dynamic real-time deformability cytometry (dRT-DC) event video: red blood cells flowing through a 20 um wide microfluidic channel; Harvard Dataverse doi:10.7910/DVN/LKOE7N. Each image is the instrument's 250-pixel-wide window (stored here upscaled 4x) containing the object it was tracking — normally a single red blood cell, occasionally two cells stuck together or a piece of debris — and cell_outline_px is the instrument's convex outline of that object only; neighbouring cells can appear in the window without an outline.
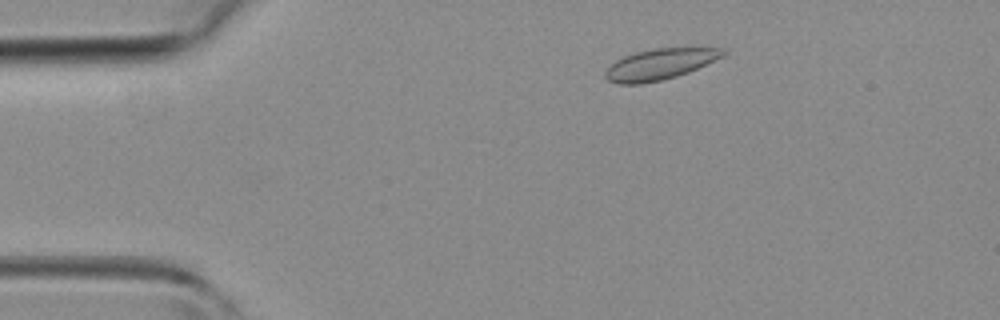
{"species": "common noctule bat (a hibernating species)", "species_latin": "Nyctalus noctula", "temperature_condition": "room temperature", "stored_images_in_passage": 9, "camera_frame_rate_fps": 3000, "um_per_image_px": 0.085, "animal": {"sex": "female", "body_mass_g": 19.3, "forearm_length_mm": 54.1}, "frame": {"image": 1, "passage_image": 5, "time_ms": 1.333, "image_size_px": [1000, 320], "cell_outline_px": [[728, 52], [724, 56], [688, 72], [676, 76], [660, 80], [640, 84], [620, 84], [608, 80], [604, 76], [604, 72], [616, 60], [624, 56], [636, 52], [652, 48], [724, 48]], "centroid_in_image_um": [56.09, 5.45], "position_along_channel_um": 28.9, "area_um2": 21.04}}